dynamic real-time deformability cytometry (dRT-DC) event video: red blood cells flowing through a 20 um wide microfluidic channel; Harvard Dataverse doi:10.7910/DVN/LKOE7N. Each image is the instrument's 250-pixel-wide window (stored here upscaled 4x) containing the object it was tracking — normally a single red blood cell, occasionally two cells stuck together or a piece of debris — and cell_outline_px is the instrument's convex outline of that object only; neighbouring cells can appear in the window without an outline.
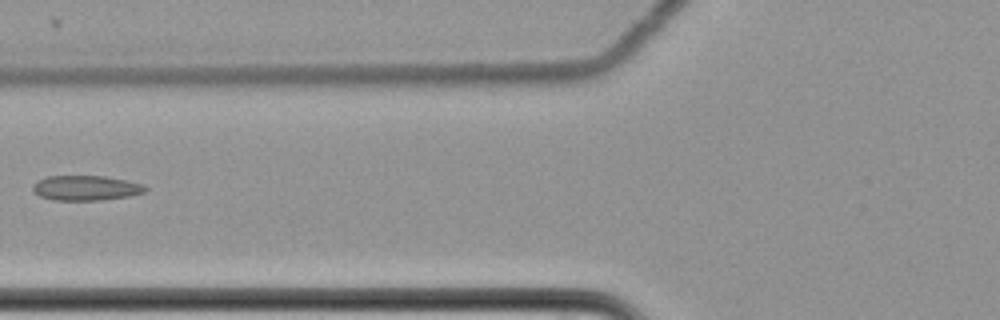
{"species": "common noctule bat (a hibernating species)", "species_latin": "Nyctalus noctula", "temperature_condition": "cold", "stored_images_in_passage": 9, "camera_frame_rate_fps": 3000, "um_per_image_px": 0.085, "animal": {"sex": "female", "body_mass_g": 22.7, "forearm_length_mm": 54.2}, "frame": {"image": 1, "passage_image": 7, "time_ms": 2.0, "image_size_px": [1000, 320], "cell_outline_px": [[148, 188], [144, 192], [132, 196], [100, 200], [52, 200], [40, 196], [32, 188], [32, 184], [48, 176], [104, 176], [128, 180], [144, 184]], "centroid_in_image_um": [7.35, 15.98], "position_along_channel_um": 118.4, "area_um2": 16.42}}
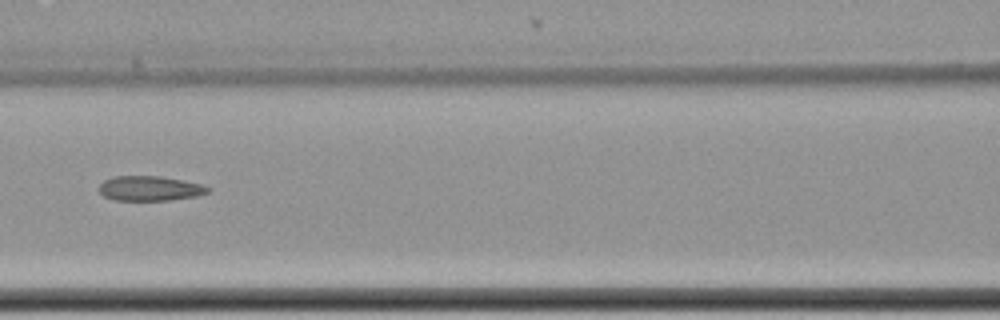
{"frame": {"image": 2, "passage_image": 8, "time_ms": 2.333, "image_size_px": [1000, 320], "cell_outline_px": [[212, 188], [208, 192], [196, 196], [168, 200], [112, 200], [104, 196], [96, 188], [104, 180], [112, 176], [160, 176], [204, 184]], "centroid_in_image_um": [12.72, 16.01], "position_along_channel_um": 153.9, "area_um2": 15.9}}
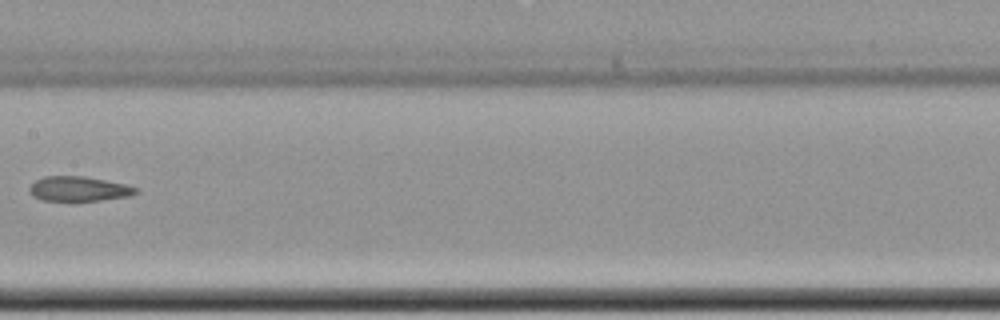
{"frame": {"image": 3, "passage_image": 9, "time_ms": 2.667, "image_size_px": [1000, 320], "cell_outline_px": [[140, 192], [128, 196], [100, 200], [44, 200], [32, 196], [28, 188], [36, 180], [44, 176], [84, 176], [124, 184], [136, 188]], "centroid_in_image_um": [6.67, 16.04], "position_along_channel_um": 200.7, "area_um2": 15.09}}